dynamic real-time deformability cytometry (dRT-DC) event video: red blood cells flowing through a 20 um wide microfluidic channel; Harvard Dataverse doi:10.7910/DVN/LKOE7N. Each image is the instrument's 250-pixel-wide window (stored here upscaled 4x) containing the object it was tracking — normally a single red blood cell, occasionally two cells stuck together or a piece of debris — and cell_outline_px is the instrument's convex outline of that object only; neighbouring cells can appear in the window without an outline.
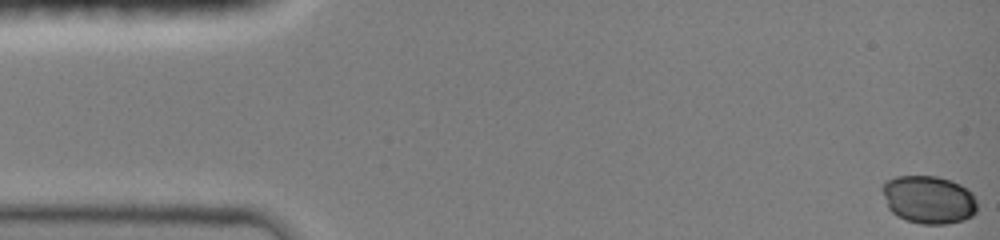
{"species": "common noctule bat (a hibernating species)", "species_latin": "Nyctalus noctula", "temperature_condition": "room temperature", "stored_images_in_passage": 45, "camera_frame_rate_fps": 3000, "um_per_image_px": 0.085, "animal": {"sex": "female", "body_mass_g": 19.0, "forearm_length_mm": 51.5}, "frame": {"image": 1, "passage_image": 1, "time_ms": 0.0, "image_size_px": [1000, 240], "cell_outline_px": [[976, 212], [972, 216], [964, 220], [944, 224], [920, 224], [904, 220], [896, 216], [888, 208], [880, 188], [888, 180], [896, 176], [936, 176], [952, 180], [960, 184], [972, 192], [976, 200]], "centroid_in_image_um": [78.93, 16.97], "position_along_channel_um": 6.1, "area_um2": 26.82}}
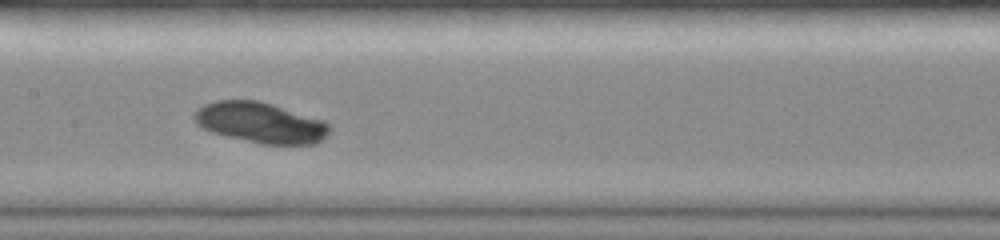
{"frame": {"image": 2, "passage_image": 24, "time_ms": 7.667, "image_size_px": [1000, 240], "cell_outline_px": [[332, 128], [316, 144], [260, 144], [212, 132], [196, 124], [192, 120], [192, 116], [196, 108], [204, 104], [216, 100], [256, 100], [272, 104], [324, 120]], "centroid_in_image_um": [22.1, 10.41], "position_along_channel_um": 185.3, "area_um2": 32.02}}
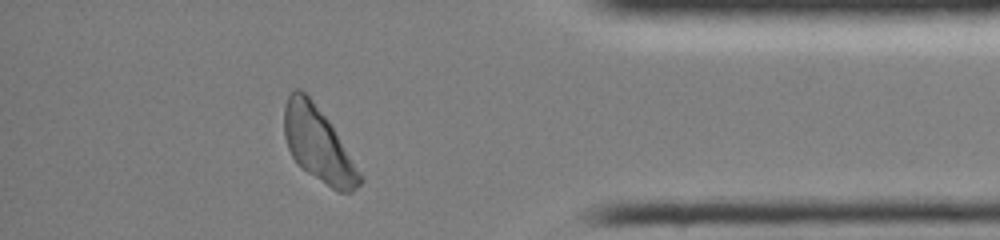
{"frame": {"image": 3, "passage_image": 42, "time_ms": 13.667, "image_size_px": [1000, 240], "cell_outline_px": [[364, 180], [352, 192], [340, 192], [332, 188], [300, 168], [296, 164], [288, 148], [284, 136], [284, 108], [288, 96], [292, 88], [300, 88], [312, 100], [328, 120], [364, 176]], "centroid_in_image_um": [27.04, 12.29], "position_along_channel_um": 408.2, "area_um2": 32.77}}